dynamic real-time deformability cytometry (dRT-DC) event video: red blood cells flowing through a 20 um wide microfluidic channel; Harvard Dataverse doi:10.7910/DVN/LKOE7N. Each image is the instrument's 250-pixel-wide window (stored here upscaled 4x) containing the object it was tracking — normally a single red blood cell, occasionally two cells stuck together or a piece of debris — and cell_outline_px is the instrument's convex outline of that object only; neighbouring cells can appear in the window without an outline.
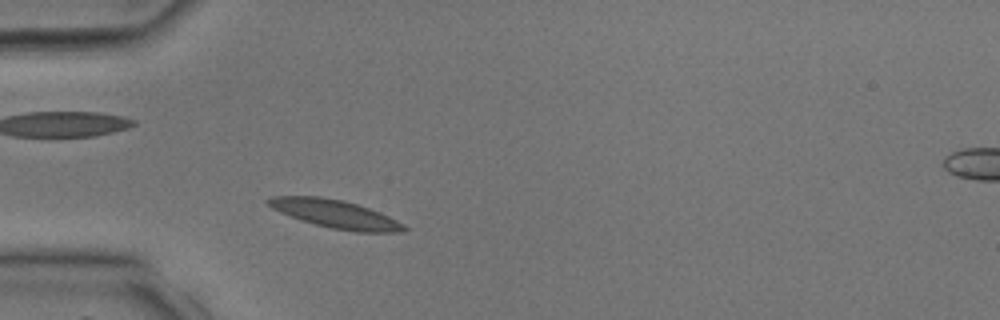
{"species": "common noctule bat (a hibernating species)", "species_latin": "Nyctalus noctula", "temperature_condition": "room temperature", "stored_images_in_passage": 28, "camera_frame_rate_fps": 3000, "um_per_image_px": 0.085, "animal": {"sex": "male", "body_mass_g": 17.9, "forearm_length_mm": 54.2}, "frame": {"image": 1, "passage_image": 4, "time_ms": 1.0, "image_size_px": [1000, 320], "cell_outline_px": [[408, 228], [400, 232], [356, 232], [332, 228], [300, 220], [280, 212], [272, 208], [264, 200], [272, 196], [320, 196], [344, 200], [380, 212], [404, 224]], "centroid_in_image_um": [28.48, 18.18], "position_along_channel_um": 56.5, "area_um2": 22.2}}
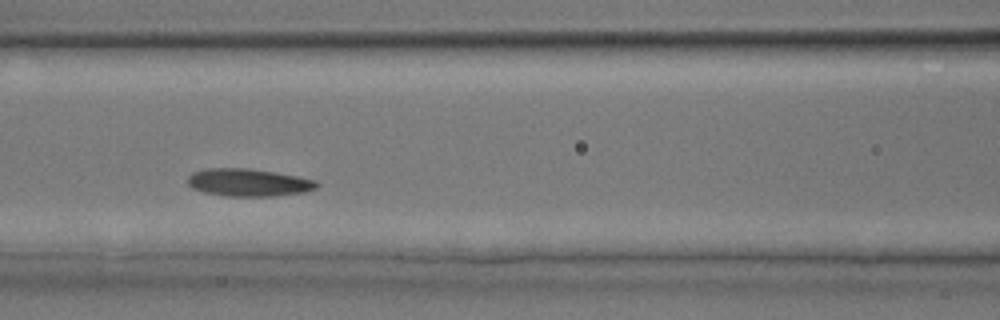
{"frame": {"image": 2, "passage_image": 9, "time_ms": 2.667, "image_size_px": [1000, 320], "cell_outline_px": [[320, 184], [316, 188], [304, 192], [272, 196], [224, 196], [204, 192], [192, 188], [188, 184], [188, 176], [192, 172], [204, 168], [248, 168], [276, 172], [316, 180]], "centroid_in_image_um": [21.1, 15.5], "position_along_channel_um": 145.5, "area_um2": 20.87}}
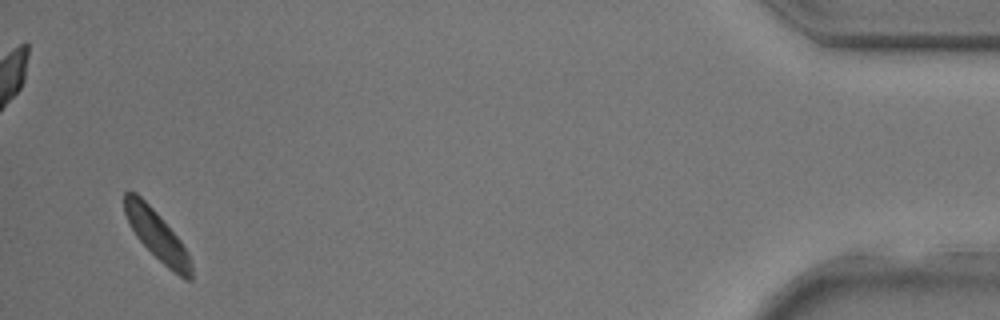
{"frame": {"image": 3, "passage_image": 27, "time_ms": 8.667, "image_size_px": [1000, 320], "cell_outline_px": [[192, 280], [184, 280], [168, 268], [136, 236], [124, 212], [124, 192], [136, 192], [156, 212], [180, 240], [192, 264]], "centroid_in_image_um": [13.35, 20.02], "position_along_channel_um": 421.9, "area_um2": 18.67}}